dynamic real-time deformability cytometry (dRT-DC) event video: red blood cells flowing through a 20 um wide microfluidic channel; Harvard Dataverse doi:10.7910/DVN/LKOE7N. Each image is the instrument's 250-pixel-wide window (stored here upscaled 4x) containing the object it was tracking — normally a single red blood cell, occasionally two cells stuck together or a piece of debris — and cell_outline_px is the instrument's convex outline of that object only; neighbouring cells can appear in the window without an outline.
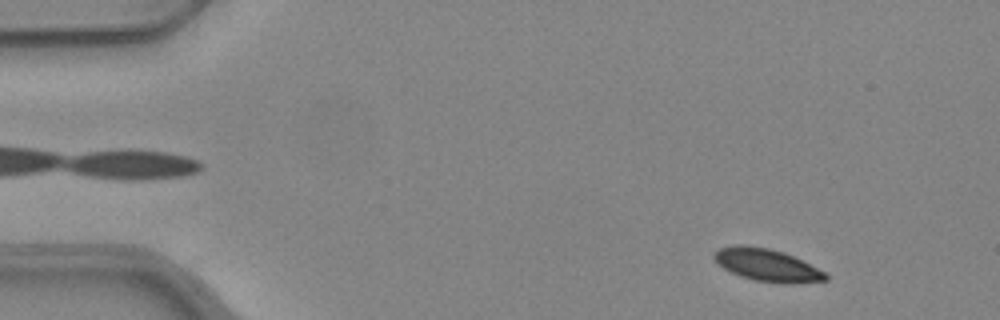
{"species": "common noctule bat (a hibernating species)", "species_latin": "Nyctalus noctula", "temperature_condition": "warm", "stored_images_in_passage": 51, "camera_frame_rate_fps": 3000, "um_per_image_px": 0.085, "animal": {"sex": "female", "body_mass_g": 24.6, "forearm_length_mm": 56.2}, "frame": {"image": 1, "passage_image": 5, "time_ms": 1.333, "image_size_px": [1000, 320], "cell_outline_px": [[828, 280], [792, 284], [780, 284], [756, 280], [740, 276], [724, 268], [712, 256], [712, 252], [720, 248], [736, 244], [744, 244], [768, 248], [784, 252], [824, 272], [828, 276]], "centroid_in_image_um": [65.17, 22.53], "position_along_channel_um": 19.8, "area_um2": 20.98}}
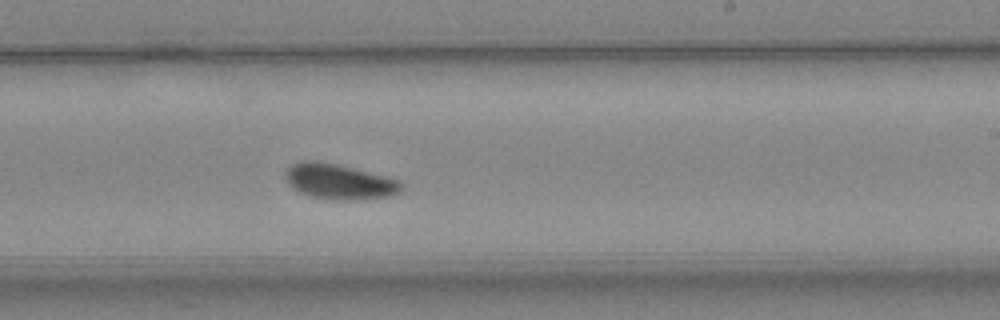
{"frame": {"image": 2, "passage_image": 31, "time_ms": 10.0, "image_size_px": [1000, 320], "cell_outline_px": [[404, 184], [400, 192], [388, 196], [344, 200], [336, 200], [312, 196], [300, 192], [292, 188], [284, 180], [284, 172], [292, 164], [300, 160], [316, 160], [336, 164], [400, 180]], "centroid_in_image_um": [28.77, 15.42], "position_along_channel_um": 260.2, "area_um2": 23.76}}
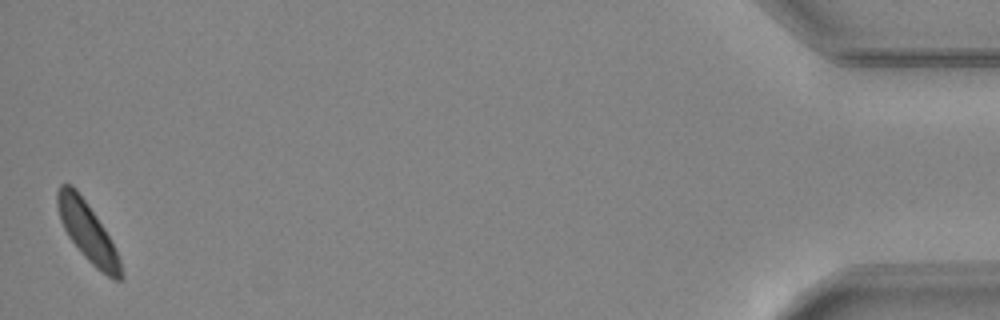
{"frame": {"image": 3, "passage_image": 51, "time_ms": 16.667, "image_size_px": [1000, 320], "cell_outline_px": [[124, 276], [120, 280], [112, 280], [96, 268], [80, 252], [68, 236], [60, 220], [56, 204], [56, 192], [60, 184], [72, 184], [76, 188], [96, 216], [104, 228], [120, 260]], "centroid_in_image_um": [7.42, 19.71], "position_along_channel_um": 427.8, "area_um2": 21.68}, "authors_computed_cell_mechanics": {"area_um2": 22.3108, "velocity_mm_per_s": 3.9277, "shape_relaxation_time_tau1_ms": 2.5457, "shape_relaxation_time_tau2_ms": null, "deformation_change_tau1": 0.0696, "deformation_change_tau2": null}}